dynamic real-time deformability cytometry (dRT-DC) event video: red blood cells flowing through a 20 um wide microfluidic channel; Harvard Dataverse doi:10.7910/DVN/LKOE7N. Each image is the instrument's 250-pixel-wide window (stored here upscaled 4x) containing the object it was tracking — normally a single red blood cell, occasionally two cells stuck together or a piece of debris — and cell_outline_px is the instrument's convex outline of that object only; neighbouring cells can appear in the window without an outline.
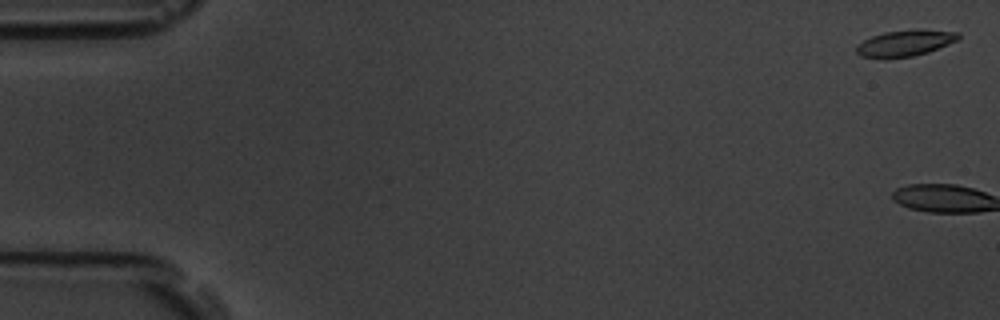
{"species": "common noctule bat (a hibernating species)", "species_latin": "Nyctalus noctula", "temperature_condition": "room temperature", "stored_images_in_passage": 6, "camera_frame_rate_fps": 3000, "um_per_image_px": 0.085, "animal": {"sex": "male", "body_mass_g": 19.5, "forearm_length_mm": 54.6}, "frame": {"image": 1, "passage_image": 1, "time_ms": 0.0, "image_size_px": [1000, 320], "cell_outline_px": [[960, 36], [956, 40], [948, 44], [928, 52], [912, 56], [860, 56], [856, 52], [856, 48], [864, 40], [872, 36], [884, 32], [916, 28], [920, 28], [960, 32]], "centroid_in_image_um": [77.01, 3.61], "position_along_channel_um": 8.0, "area_um2": 15.2}}